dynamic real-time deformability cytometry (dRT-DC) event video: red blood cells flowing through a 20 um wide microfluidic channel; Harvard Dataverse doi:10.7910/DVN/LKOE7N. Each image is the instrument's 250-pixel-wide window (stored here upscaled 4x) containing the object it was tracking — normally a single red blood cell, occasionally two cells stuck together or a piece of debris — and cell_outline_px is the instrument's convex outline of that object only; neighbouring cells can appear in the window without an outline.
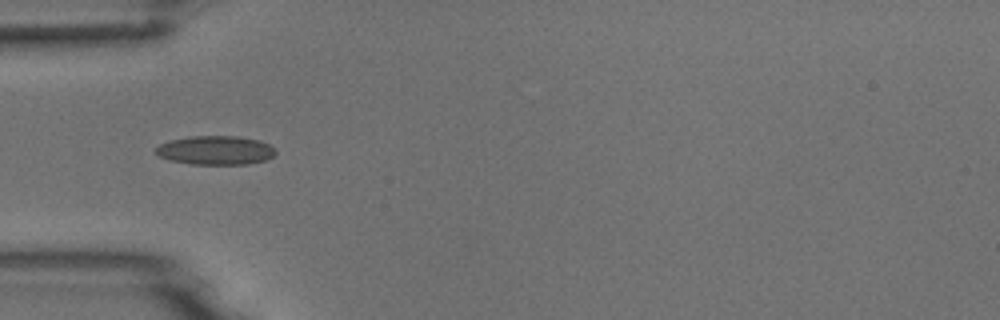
{"species": "common noctule bat (a hibernating species)", "species_latin": "Nyctalus noctula", "temperature_condition": "room temperature", "stored_images_in_passage": 4, "camera_frame_rate_fps": 3000, "um_per_image_px": 0.085, "animal": {"sex": "male", "body_mass_g": 18.8}, "frame": {"image": 1, "passage_image": 1, "time_ms": 0.0, "image_size_px": [1000, 320], "cell_outline_px": [[276, 152], [272, 156], [264, 160], [248, 164], [192, 164], [168, 160], [160, 156], [156, 152], [156, 148], [160, 144], [172, 140], [192, 136], [236, 136], [260, 140], [276, 148]], "centroid_in_image_um": [18.34, 12.77], "position_along_channel_um": 66.7, "area_um2": 20.06}}